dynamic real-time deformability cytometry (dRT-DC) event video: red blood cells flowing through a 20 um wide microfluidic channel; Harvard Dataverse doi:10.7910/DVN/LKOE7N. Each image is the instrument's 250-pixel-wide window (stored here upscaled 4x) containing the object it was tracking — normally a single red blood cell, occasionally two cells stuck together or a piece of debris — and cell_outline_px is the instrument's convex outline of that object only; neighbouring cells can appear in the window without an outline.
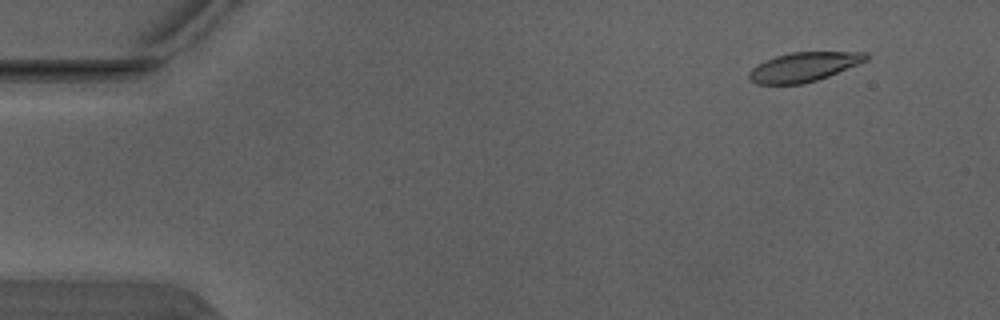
{"species": "Egyptian fruit bat (a non-hibernating species)", "species_latin": "Rousettus aegyptiacus", "temperature_condition": "warm", "stored_images_in_passage": 6, "camera_frame_rate_fps": 3000, "um_per_image_px": 0.085, "animal": {"sex": "male"}, "frame": {"image": 1, "passage_image": 2, "time_ms": 0.333, "image_size_px": [1000, 320], "cell_outline_px": [[868, 60], [828, 76], [816, 80], [800, 84], [756, 84], [748, 76], [748, 72], [752, 68], [764, 60], [776, 56], [792, 52], [868, 52]], "centroid_in_image_um": [68.31, 5.68], "position_along_channel_um": 16.7, "area_um2": 19.83}}
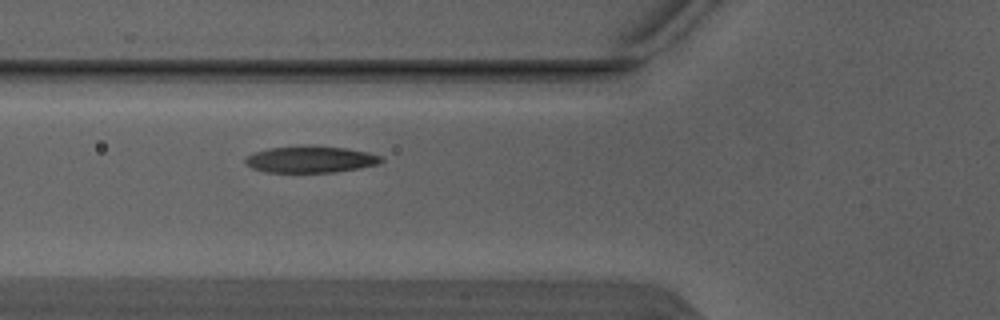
{"frame": {"image": 2, "passage_image": 6, "time_ms": 1.667, "image_size_px": [1000, 320], "cell_outline_px": [[384, 160], [380, 164], [360, 168], [336, 172], [264, 172], [252, 168], [244, 164], [244, 156], [268, 148], [300, 144], [312, 144], [348, 148], [368, 152], [384, 156]], "centroid_in_image_um": [26.41, 13.52], "position_along_channel_um": 99.4, "area_um2": 21.91}}